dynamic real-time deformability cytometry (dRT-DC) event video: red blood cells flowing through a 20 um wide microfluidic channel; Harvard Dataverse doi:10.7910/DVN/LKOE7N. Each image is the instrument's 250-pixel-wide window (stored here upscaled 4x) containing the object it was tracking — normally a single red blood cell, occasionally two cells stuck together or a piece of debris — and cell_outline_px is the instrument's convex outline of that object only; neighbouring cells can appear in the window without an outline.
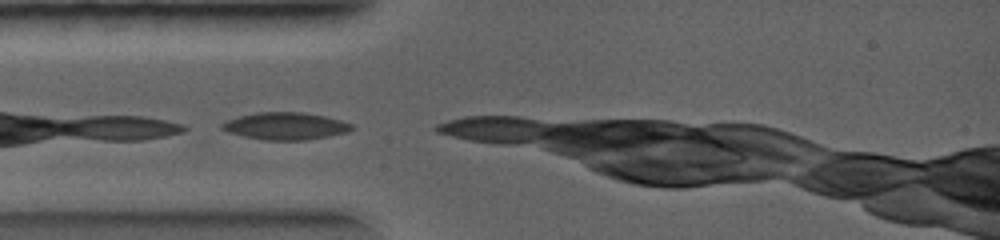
{"species": "common noctule bat (a hibernating species)", "species_latin": "Nyctalus noctula", "temperature_condition": "warm", "stored_images_in_passage": 41, "camera_frame_rate_fps": 5000, "um_per_image_px": 0.085, "animal": {"sex": "female", "body_mass_g": 19.0, "forearm_length_mm": 56.7}, "frame": {"image": 1, "passage_image": 1, "time_ms": 0.0, "image_size_px": [1000, 240], "cell_outline_px": [[352, 128], [348, 132], [328, 136], [304, 140], [268, 140], [244, 136], [228, 132], [220, 128], [220, 124], [228, 120], [240, 116], [256, 112], [304, 112], [324, 116], [340, 120], [352, 124]], "centroid_in_image_um": [24.25, 10.71], "position_along_channel_um": 60.8, "area_um2": 20.4}}